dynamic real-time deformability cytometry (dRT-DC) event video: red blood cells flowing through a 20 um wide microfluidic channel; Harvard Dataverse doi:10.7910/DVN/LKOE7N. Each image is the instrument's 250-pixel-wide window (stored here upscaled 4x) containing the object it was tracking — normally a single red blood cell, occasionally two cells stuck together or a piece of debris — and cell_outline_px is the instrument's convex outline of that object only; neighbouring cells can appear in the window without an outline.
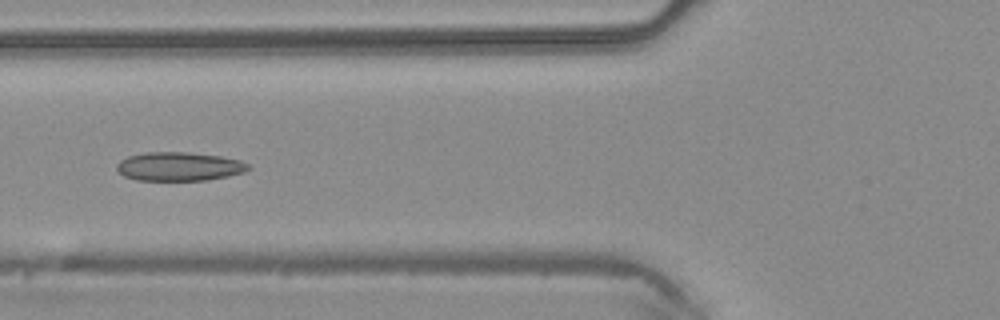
{"species": "common noctule bat (a hibernating species)", "species_latin": "Nyctalus noctula", "temperature_condition": "warm", "stored_images_in_passage": 41, "camera_frame_rate_fps": 3000, "um_per_image_px": 0.085, "animal": {"sex": "male", "body_mass_g": 20.4}, "frame": {"image": 1, "passage_image": 13, "time_ms": 4.0, "image_size_px": [1000, 320], "cell_outline_px": [[252, 168], [244, 172], [228, 176], [208, 180], [136, 180], [124, 176], [116, 168], [116, 164], [120, 160], [128, 156], [144, 152], [188, 152], [220, 156], [240, 160], [248, 164]], "centroid_in_image_um": [15.23, 14.15], "position_along_channel_um": 110.6, "area_um2": 22.14}}
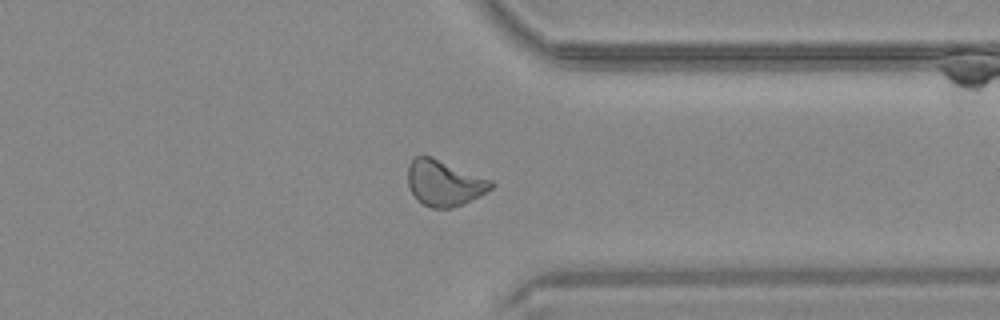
{"frame": {"image": 2, "passage_image": 31, "time_ms": 10.0, "image_size_px": [1000, 320], "cell_outline_px": [[496, 184], [492, 188], [472, 200], [464, 204], [452, 208], [432, 208], [420, 204], [412, 192], [408, 184], [408, 164], [416, 156], [432, 156], [492, 180]], "centroid_in_image_um": [37.76, 15.56], "position_along_channel_um": 373.6, "area_um2": 22.37}}
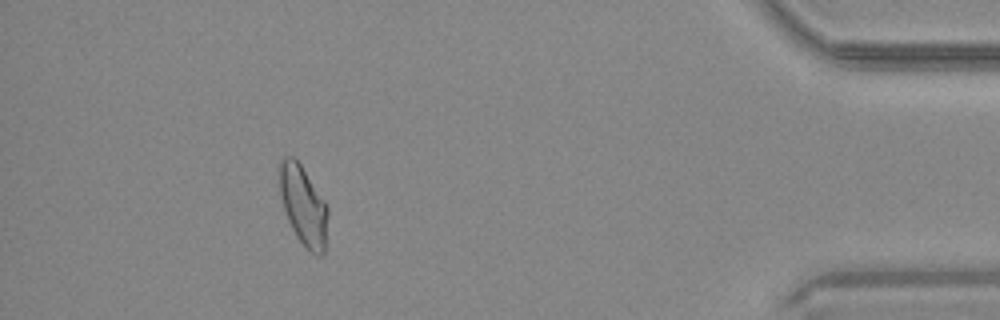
{"frame": {"image": 3, "passage_image": 37, "time_ms": 12.0, "image_size_px": [1000, 320], "cell_outline_px": [[328, 216], [324, 252], [320, 256], [316, 256], [296, 236], [288, 220], [284, 208], [280, 192], [276, 172], [276, 164], [280, 156], [292, 156], [300, 164], [328, 204]], "centroid_in_image_um": [25.74, 17.37], "position_along_channel_um": 409.5, "area_um2": 22.83}}